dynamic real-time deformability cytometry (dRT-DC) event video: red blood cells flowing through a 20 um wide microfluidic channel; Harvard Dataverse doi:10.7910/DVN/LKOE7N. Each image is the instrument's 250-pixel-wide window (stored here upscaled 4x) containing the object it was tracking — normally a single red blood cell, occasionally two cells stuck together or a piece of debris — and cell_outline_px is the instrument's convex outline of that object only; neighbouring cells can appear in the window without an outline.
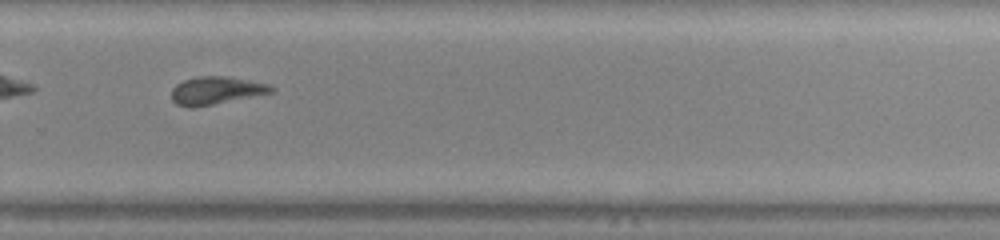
{"species": "common noctule bat (a hibernating species)", "species_latin": "Nyctalus noctula", "temperature_condition": "warm", "stored_images_in_passage": 31, "camera_frame_rate_fps": 3000, "um_per_image_px": 0.085, "animal": {"sex": "male", "body_mass_g": 20.0, "forearm_length_mm": 53.3}, "frame": {"image": 1, "passage_image": 18, "time_ms": 5.667, "image_size_px": [1000, 240], "cell_outline_px": [[276, 88], [272, 92], [192, 108], [176, 104], [172, 100], [172, 88], [176, 84], [184, 80], [200, 76], [224, 76], [248, 80], [268, 84]], "centroid_in_image_um": [18.33, 7.69], "position_along_channel_um": 311.5, "area_um2": 15.84}, "authors_computed_cell_mechanics": {"area_um2": 16.0106, "velocity_mm_per_s": 4.2067, "shape_relaxation_time_tau1_ms": null, "shape_relaxation_time_tau2_ms": 4.9412, "deformation_change_tau1": null, "deformation_change_tau2": 0.1674}}